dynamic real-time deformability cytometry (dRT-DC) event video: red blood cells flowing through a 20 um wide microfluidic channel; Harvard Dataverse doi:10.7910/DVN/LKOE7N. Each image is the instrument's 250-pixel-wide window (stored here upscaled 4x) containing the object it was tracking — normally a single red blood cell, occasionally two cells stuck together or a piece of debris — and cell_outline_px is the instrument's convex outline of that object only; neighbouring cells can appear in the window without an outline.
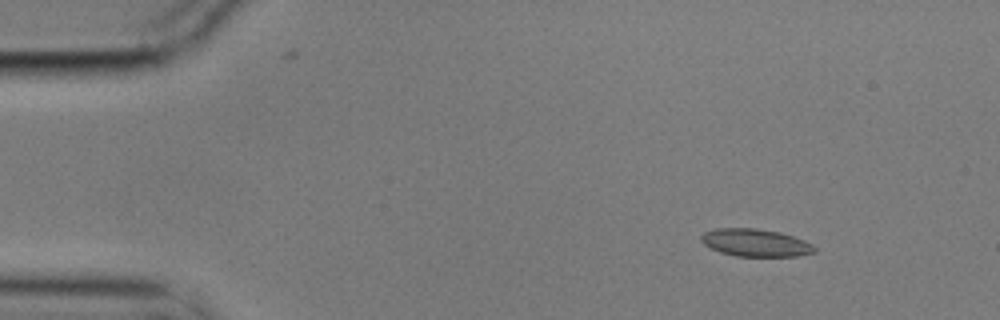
{"species": "common noctule bat (a hibernating species)", "species_latin": "Nyctalus noctula", "temperature_condition": "cold", "stored_images_in_passage": 3, "camera_frame_rate_fps": 3000, "um_per_image_px": 0.085, "animal": {"sex": "male", "body_mass_g": 17.9}, "frame": {"image": 1, "passage_image": 1, "time_ms": 0.0, "image_size_px": [1000, 320], "cell_outline_px": [[816, 252], [796, 256], [736, 256], [720, 252], [704, 244], [700, 240], [700, 236], [704, 232], [716, 228], [756, 228], [780, 232], [804, 240], [812, 244], [816, 248]], "centroid_in_image_um": [64.21, 20.62], "position_along_channel_um": 20.8, "area_um2": 18.21}}
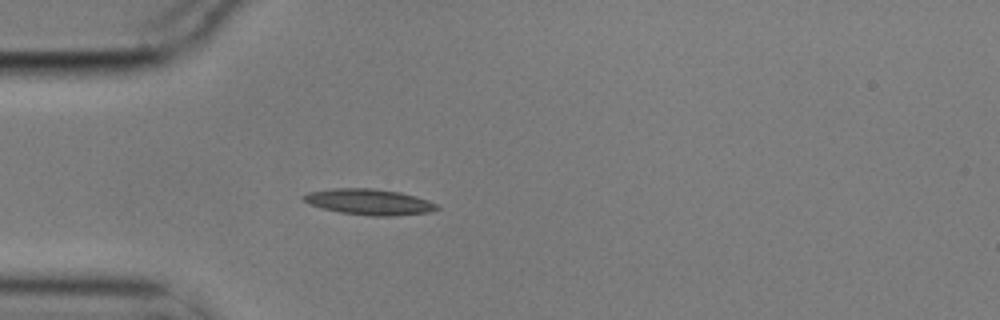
{"frame": {"image": 2, "passage_image": 3, "time_ms": 0.667, "image_size_px": [1000, 320], "cell_outline_px": [[440, 208], [432, 212], [392, 216], [372, 216], [340, 212], [320, 208], [308, 204], [300, 196], [308, 192], [332, 188], [372, 188], [400, 192], [416, 196], [428, 200], [436, 204]], "centroid_in_image_um": [31.36, 17.16], "position_along_channel_um": 53.6, "area_um2": 20.29}}